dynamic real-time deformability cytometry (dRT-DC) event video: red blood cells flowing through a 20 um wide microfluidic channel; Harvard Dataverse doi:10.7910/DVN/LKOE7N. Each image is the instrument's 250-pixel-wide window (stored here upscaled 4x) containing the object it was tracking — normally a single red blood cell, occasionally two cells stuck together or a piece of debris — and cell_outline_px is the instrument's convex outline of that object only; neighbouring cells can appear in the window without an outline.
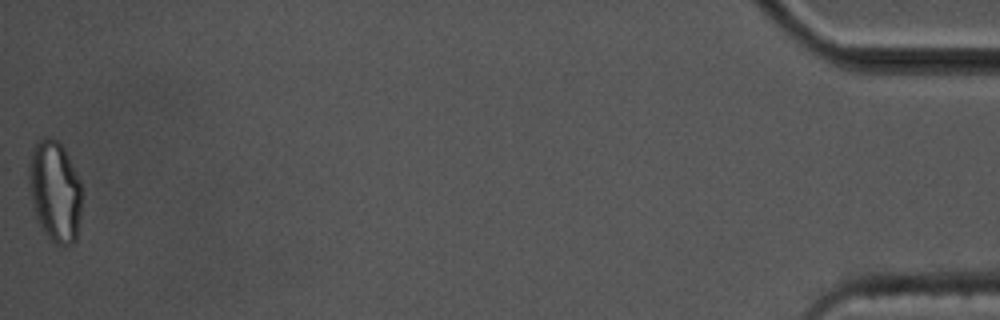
{"species": "common noctule bat (a hibernating species)", "species_latin": "Nyctalus noctula", "temperature_condition": "cold", "stored_images_in_passage": 44, "camera_frame_rate_fps": 3000, "um_per_image_px": 0.085, "animal": {"sex": "male", "body_mass_g": 17.5, "forearm_length_mm": 52.3}, "frame": {"image": 1, "passage_image": 44, "time_ms": 14.333, "image_size_px": [1000, 320], "cell_outline_px": [[80, 216], [76, 240], [72, 244], [56, 244], [48, 236], [40, 224], [36, 216], [32, 204], [28, 180], [28, 164], [36, 140], [44, 136], [52, 136], [64, 148], [80, 180]], "centroid_in_image_um": [4.65, 16.2], "position_along_channel_um": 430.6, "area_um2": 31.04}, "authors_computed_cell_mechanics": {"area_um2": 20.3167, "velocity_mm_per_s": 3.4502, "shape_relaxation_time_tau1_ms": null, "shape_relaxation_time_tau2_ms": 2.4373, "deformation_change_tau1": null, "deformation_change_tau2": 0.0723}}